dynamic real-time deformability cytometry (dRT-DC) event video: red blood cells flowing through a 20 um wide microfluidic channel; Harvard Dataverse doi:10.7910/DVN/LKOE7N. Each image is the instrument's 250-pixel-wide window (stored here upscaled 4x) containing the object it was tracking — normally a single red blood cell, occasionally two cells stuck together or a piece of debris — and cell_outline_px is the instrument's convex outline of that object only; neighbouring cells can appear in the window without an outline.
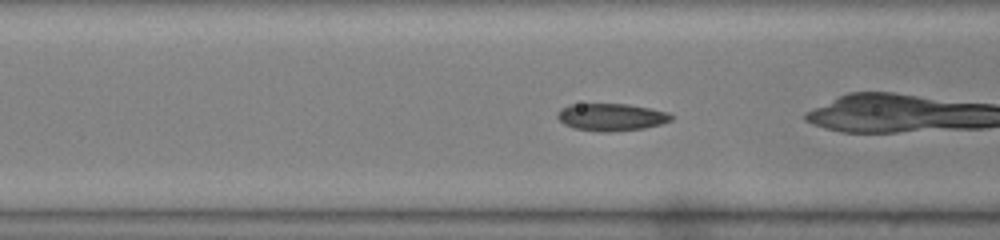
{"species": "common noctule bat (a hibernating species)", "species_latin": "Nyctalus noctula", "temperature_condition": "warm", "stored_images_in_passage": 42, "camera_frame_rate_fps": 3000, "um_per_image_px": 0.085, "animal": {"sex": "male", "body_mass_g": 19.0, "forearm_length_mm": 50.8}, "frame": {"image": 1, "passage_image": 11, "time_ms": 3.333, "image_size_px": [1000, 240], "cell_outline_px": [[672, 120], [660, 124], [644, 128], [608, 132], [604, 132], [572, 128], [564, 124], [556, 116], [564, 108], [572, 104], [628, 104], [668, 112], [672, 116]], "centroid_in_image_um": [51.97, 9.96], "position_along_channel_um": 114.6, "area_um2": 17.86}}
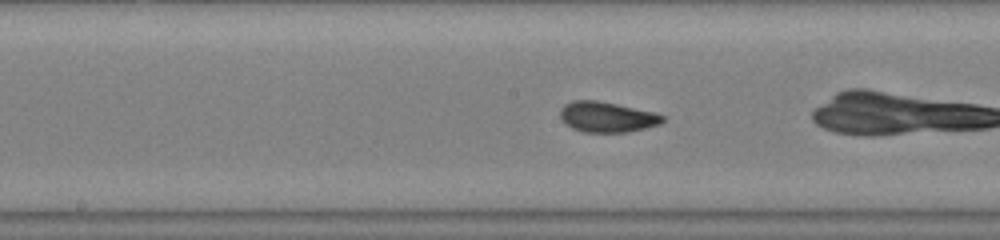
{"frame": {"image": 2, "passage_image": 17, "time_ms": 5.333, "image_size_px": [1000, 240], "cell_outline_px": [[664, 120], [660, 124], [628, 132], [584, 132], [572, 128], [560, 116], [560, 108], [564, 104], [572, 100], [596, 100], [616, 104], [652, 112], [664, 116]], "centroid_in_image_um": [51.57, 9.94], "position_along_channel_um": 196.6, "area_um2": 17.92}}
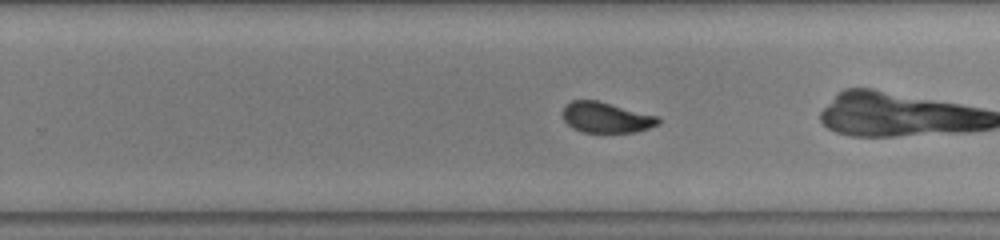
{"frame": {"image": 3, "passage_image": 23, "time_ms": 7.333, "image_size_px": [1000, 240], "cell_outline_px": [[660, 124], [636, 132], [584, 132], [572, 128], [564, 120], [564, 108], [572, 100], [596, 100], [660, 116]], "centroid_in_image_um": [51.57, 9.99], "position_along_channel_um": 278.2, "area_um2": 16.94}, "authors_computed_cell_mechanics": {"area_um2": 17.7446, "velocity_mm_per_s": 4.1034, "shape_relaxation_time_tau1_ms": 3.8665, "shape_relaxation_time_tau2_ms": 1.4301, "deformation_change_tau1": 0.1623, "deformation_change_tau2": 0.0526}}